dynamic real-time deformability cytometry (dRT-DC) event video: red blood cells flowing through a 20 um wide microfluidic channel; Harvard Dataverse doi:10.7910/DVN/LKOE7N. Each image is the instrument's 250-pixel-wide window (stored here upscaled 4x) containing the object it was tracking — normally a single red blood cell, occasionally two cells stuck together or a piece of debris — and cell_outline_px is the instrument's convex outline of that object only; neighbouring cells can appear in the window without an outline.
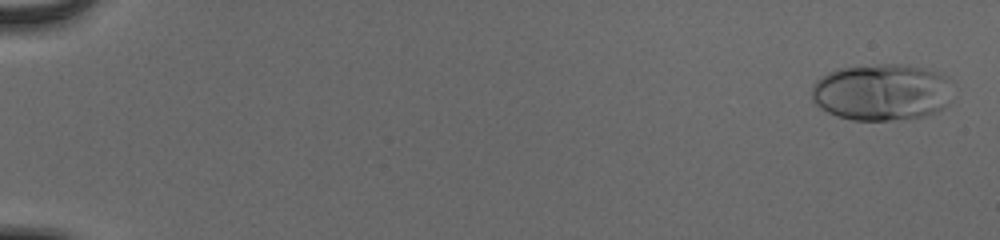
{"species": "human", "species_latin": "Homo sapiens", "temperature_condition": "cold", "stored_images_in_passage": 55, "camera_frame_rate_fps": 3000, "um_per_image_px": 0.085, "donor": {"sex": "male"}, "frame": {"image": 1, "passage_image": 2, "time_ms": 0.333, "image_size_px": [1000, 240], "cell_outline_px": [[948, 104], [944, 108], [936, 112], [924, 116], [904, 120], [852, 120], [836, 116], [820, 108], [812, 100], [812, 84], [816, 80], [828, 72], [836, 68], [880, 64], [900, 64], [924, 68], [948, 76]], "centroid_in_image_um": [74.9, 7.84], "position_along_channel_um": 10.1, "area_um2": 46.88}}
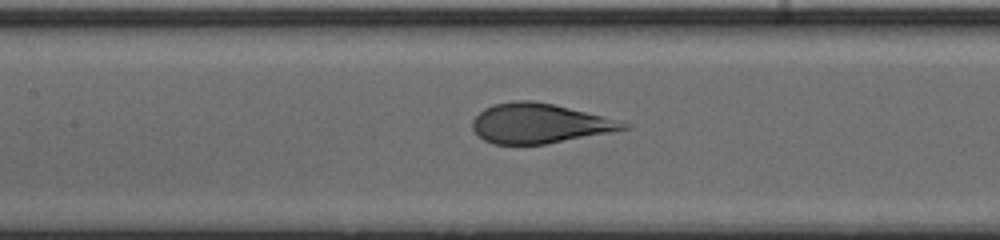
{"frame": {"image": 2, "passage_image": 28, "time_ms": 9.0, "image_size_px": [1000, 240], "cell_outline_px": [[632, 128], [548, 144], [492, 144], [484, 140], [472, 128], [472, 120], [484, 108], [492, 104], [512, 100], [532, 100], [552, 104], [624, 120], [632, 124]], "centroid_in_image_um": [45.91, 10.48], "position_along_channel_um": 161.5, "area_um2": 35.37}}
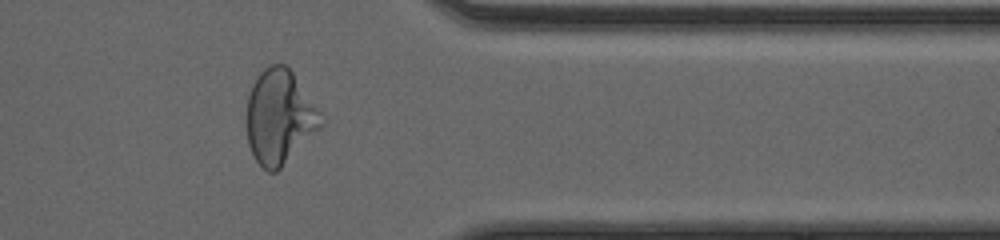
{"frame": {"image": 3, "passage_image": 46, "time_ms": 15.0, "image_size_px": [1000, 240], "cell_outline_px": [[324, 124], [276, 172], [268, 172], [256, 160], [248, 144], [244, 120], [244, 116], [248, 96], [252, 84], [260, 72], [264, 68], [272, 64], [284, 64], [292, 72], [324, 112]], "centroid_in_image_um": [23.76, 9.92], "position_along_channel_um": 387.6, "area_um2": 41.5}, "authors_computed_cell_mechanics": {"area_um2": 38.6104, "velocity_mm_per_s": 3.9033, "shape_relaxation_time_tau1_ms": 4.3973, "shape_relaxation_time_tau2_ms": null, "deformation_change_tau1": 0.2475, "deformation_change_tau2": null}}